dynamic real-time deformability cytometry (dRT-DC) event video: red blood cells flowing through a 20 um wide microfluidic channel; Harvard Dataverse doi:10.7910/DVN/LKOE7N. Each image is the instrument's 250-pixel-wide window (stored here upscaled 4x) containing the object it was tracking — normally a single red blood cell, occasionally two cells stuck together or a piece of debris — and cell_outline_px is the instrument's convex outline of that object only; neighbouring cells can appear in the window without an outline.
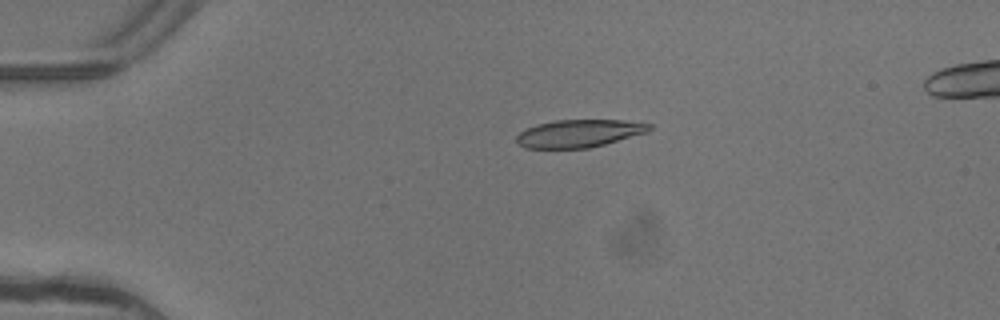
{"species": "common noctule bat (a hibernating species)", "species_latin": "Nyctalus noctula", "temperature_condition": "warm", "stored_images_in_passage": 5, "camera_frame_rate_fps": 3000, "um_per_image_px": 0.085, "animal": {"sex": "female"}, "frame": {"image": 1, "passage_image": 3, "time_ms": 0.667, "image_size_px": [1000, 320], "cell_outline_px": [[652, 128], [648, 132], [604, 144], [588, 148], [524, 148], [516, 140], [516, 136], [520, 132], [536, 124], [556, 120], [624, 120], [652, 124]], "centroid_in_image_um": [49.23, 11.33], "position_along_channel_um": 35.8, "area_um2": 21.33}}